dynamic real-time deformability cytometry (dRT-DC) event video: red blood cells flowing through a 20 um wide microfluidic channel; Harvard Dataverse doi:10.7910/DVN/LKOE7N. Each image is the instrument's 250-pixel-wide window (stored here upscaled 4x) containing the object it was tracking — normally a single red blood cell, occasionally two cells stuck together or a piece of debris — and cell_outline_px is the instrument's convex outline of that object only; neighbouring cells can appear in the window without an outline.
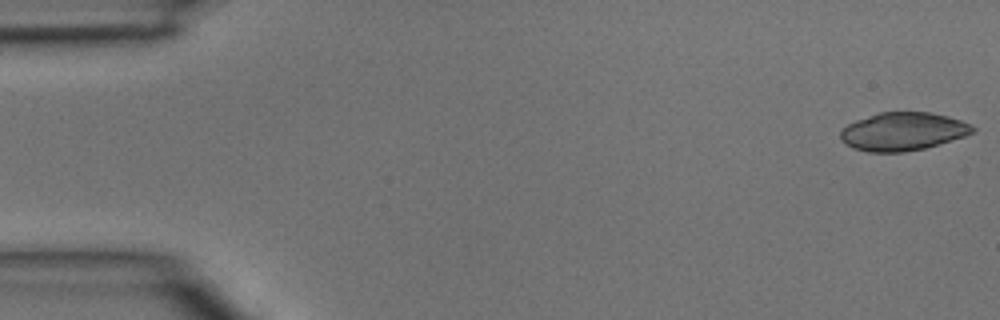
{"species": "common noctule bat (a hibernating species)", "species_latin": "Nyctalus noctula", "temperature_condition": "room temperature", "stored_images_in_passage": 4, "camera_frame_rate_fps": 3000, "um_per_image_px": 0.085, "animal": {"sex": "male", "body_mass_g": 15.6}, "frame": {"image": 1, "passage_image": 1, "time_ms": 0.0, "image_size_px": [1000, 320], "cell_outline_px": [[976, 132], [964, 136], [924, 148], [904, 152], [868, 152], [852, 148], [840, 136], [840, 132], [848, 124], [856, 120], [880, 112], [928, 112], [948, 116], [972, 124], [976, 128]], "centroid_in_image_um": [76.78, 11.17], "position_along_channel_um": 8.2, "area_um2": 29.19}}